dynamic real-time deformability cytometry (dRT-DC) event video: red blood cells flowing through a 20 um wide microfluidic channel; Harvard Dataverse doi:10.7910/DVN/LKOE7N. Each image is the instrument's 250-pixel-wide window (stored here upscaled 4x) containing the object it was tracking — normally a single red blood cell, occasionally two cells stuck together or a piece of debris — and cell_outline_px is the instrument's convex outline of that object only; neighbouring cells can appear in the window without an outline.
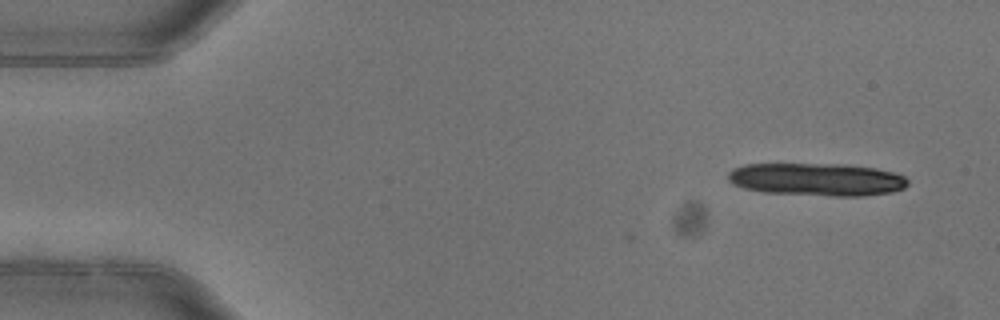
{"species": "common noctule bat (a hibernating species)", "species_latin": "Nyctalus noctula", "temperature_condition": "warm", "stored_images_in_passage": 5, "camera_frame_rate_fps": 3000, "um_per_image_px": 0.085, "animal": {"sex": "female"}, "frame": {"image": 1, "passage_image": 1, "time_ms": 0.0, "image_size_px": [1000, 320], "cell_outline_px": [[908, 184], [904, 188], [892, 192], [864, 196], [836, 196], [764, 192], [744, 188], [732, 184], [728, 180], [728, 172], [732, 168], [744, 164], [848, 164], [876, 168], [896, 172], [904, 176], [908, 180]], "centroid_in_image_um": [69.45, 15.24], "position_along_channel_um": 15.6, "area_um2": 34.62}}
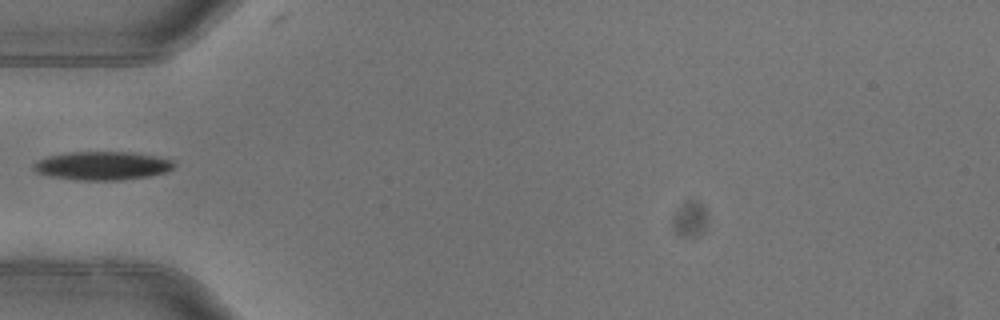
{"frame": {"image": 2, "passage_image": 5, "time_ms": 1.333, "image_size_px": [1000, 320], "cell_outline_px": [[176, 164], [168, 172], [148, 176], [120, 180], [80, 180], [48, 176], [36, 172], [32, 168], [32, 164], [36, 160], [48, 156], [64, 152], [132, 152], [176, 160]], "centroid_in_image_um": [8.68, 14.08], "position_along_channel_um": 76.3, "area_um2": 23.58}}